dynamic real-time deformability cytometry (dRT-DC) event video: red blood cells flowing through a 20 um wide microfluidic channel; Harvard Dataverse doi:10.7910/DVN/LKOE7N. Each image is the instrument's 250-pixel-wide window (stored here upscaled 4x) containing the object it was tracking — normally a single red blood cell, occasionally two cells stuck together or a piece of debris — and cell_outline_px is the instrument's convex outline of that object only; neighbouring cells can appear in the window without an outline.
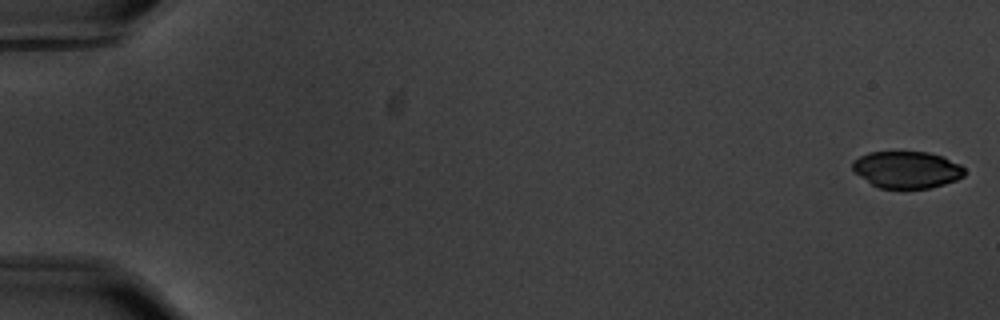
{"species": "common noctule bat (a hibernating species)", "species_latin": "Nyctalus noctula", "temperature_condition": "warm", "stored_images_in_passage": 58, "camera_frame_rate_fps": 3000, "um_per_image_px": 0.085, "animal": {"sex": "male", "body_mass_g": 20.1, "forearm_length_mm": 53.5}, "frame": {"image": 1, "passage_image": 1, "time_ms": 0.0, "image_size_px": [1000, 320], "cell_outline_px": [[964, 176], [956, 180], [944, 184], [928, 188], [880, 188], [872, 184], [860, 176], [852, 168], [852, 160], [868, 152], [928, 152], [944, 156], [960, 164], [964, 168]], "centroid_in_image_um": [77.09, 14.41], "position_along_channel_um": 7.9, "area_um2": 24.04}}
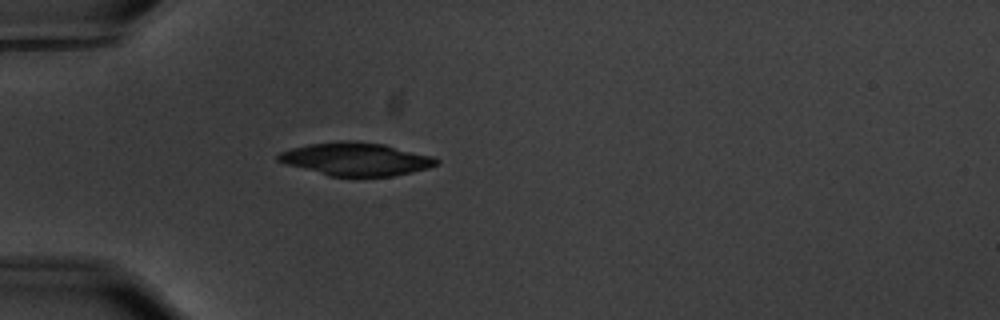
{"frame": {"image": 2, "passage_image": 18, "time_ms": 5.667, "image_size_px": [1000, 320], "cell_outline_px": [[440, 160], [436, 164], [428, 168], [412, 172], [392, 176], [328, 176], [284, 164], [276, 160], [276, 156], [280, 152], [292, 148], [308, 144], [340, 140], [352, 140], [384, 144], [432, 156]], "centroid_in_image_um": [30.21, 13.52], "position_along_channel_um": 54.8, "area_um2": 30.58}}
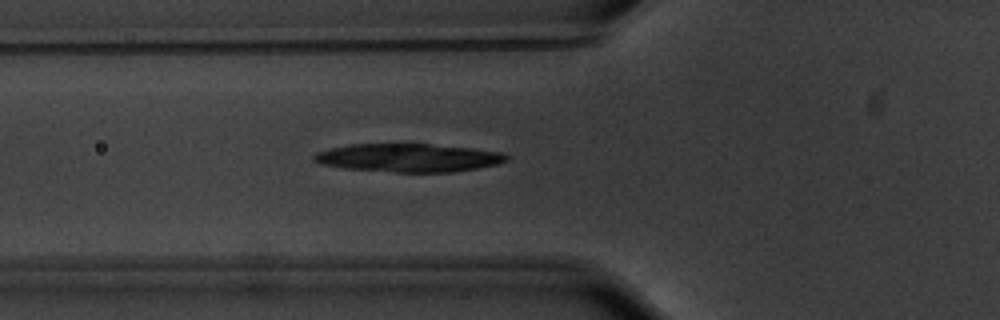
{"frame": {"image": 3, "passage_image": 22, "time_ms": 7.0, "image_size_px": [1000, 320], "cell_outline_px": [[508, 160], [496, 164], [476, 168], [452, 172], [396, 172], [344, 168], [320, 164], [312, 160], [312, 156], [316, 152], [348, 144], [432, 144], [472, 148], [500, 152], [508, 156]], "centroid_in_image_um": [34.67, 13.41], "position_along_channel_um": 91.1, "area_um2": 31.62}}